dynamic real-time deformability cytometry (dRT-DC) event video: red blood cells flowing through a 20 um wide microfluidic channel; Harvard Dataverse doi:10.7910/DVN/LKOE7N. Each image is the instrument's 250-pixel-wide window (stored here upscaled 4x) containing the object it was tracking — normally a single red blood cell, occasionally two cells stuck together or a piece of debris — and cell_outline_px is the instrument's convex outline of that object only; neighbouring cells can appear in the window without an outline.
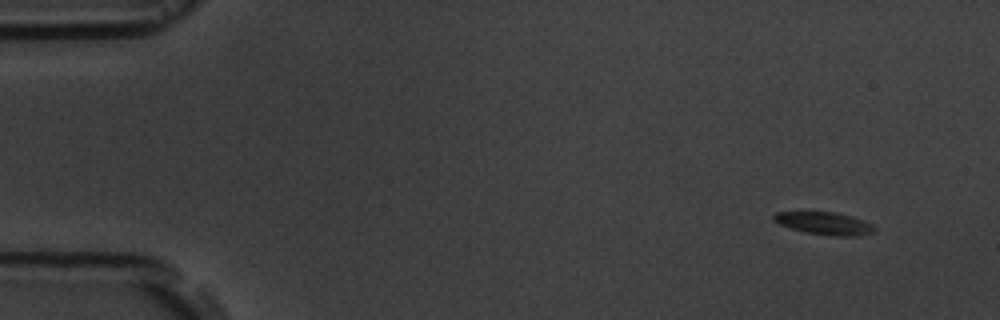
{"species": "common noctule bat (a hibernating species)", "species_latin": "Nyctalus noctula", "temperature_condition": "room temperature", "stored_images_in_passage": 5, "camera_frame_rate_fps": 3000, "um_per_image_px": 0.085, "animal": {"sex": "male", "body_mass_g": 19.5, "forearm_length_mm": 54.6}, "frame": {"image": 1, "passage_image": 1, "time_ms": 0.0, "image_size_px": [1000, 320], "cell_outline_px": [[876, 228], [872, 232], [856, 236], [832, 236], [804, 232], [780, 224], [772, 220], [772, 216], [776, 212], [832, 212], [848, 216], [872, 224]], "centroid_in_image_um": [70.02, 18.99], "position_along_channel_um": 15.0, "area_um2": 12.95}}